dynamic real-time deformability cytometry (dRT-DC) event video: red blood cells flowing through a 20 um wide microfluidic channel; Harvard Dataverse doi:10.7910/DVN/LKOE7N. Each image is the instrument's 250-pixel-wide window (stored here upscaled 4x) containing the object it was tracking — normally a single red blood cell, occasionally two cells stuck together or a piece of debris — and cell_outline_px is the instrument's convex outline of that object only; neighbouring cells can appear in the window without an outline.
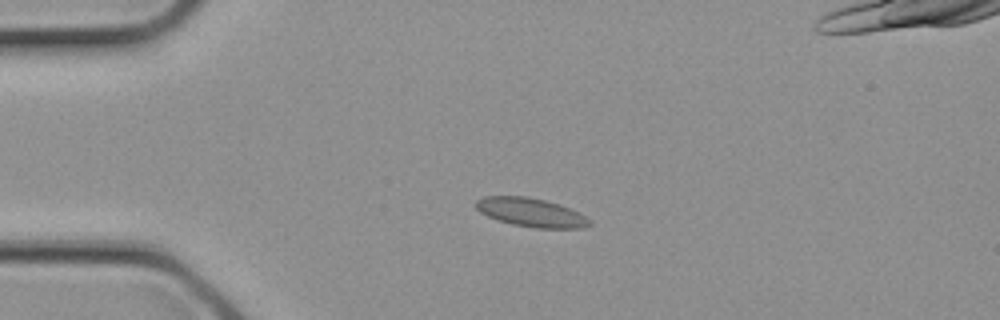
{"species": "common noctule bat (a hibernating species)", "species_latin": "Nyctalus noctula", "temperature_condition": "cold", "stored_images_in_passage": 3, "camera_frame_rate_fps": 3000, "um_per_image_px": 0.085, "animal": {"sex": "female", "body_mass_g": 21.9}, "frame": {"image": 1, "passage_image": 2, "time_ms": 0.333, "image_size_px": [1000, 320], "cell_outline_px": [[592, 224], [584, 228], [536, 228], [512, 224], [496, 220], [480, 212], [476, 208], [476, 200], [484, 196], [528, 196], [560, 204], [584, 216]], "centroid_in_image_um": [45.1, 18.05], "position_along_channel_um": 39.9, "area_um2": 18.9}}